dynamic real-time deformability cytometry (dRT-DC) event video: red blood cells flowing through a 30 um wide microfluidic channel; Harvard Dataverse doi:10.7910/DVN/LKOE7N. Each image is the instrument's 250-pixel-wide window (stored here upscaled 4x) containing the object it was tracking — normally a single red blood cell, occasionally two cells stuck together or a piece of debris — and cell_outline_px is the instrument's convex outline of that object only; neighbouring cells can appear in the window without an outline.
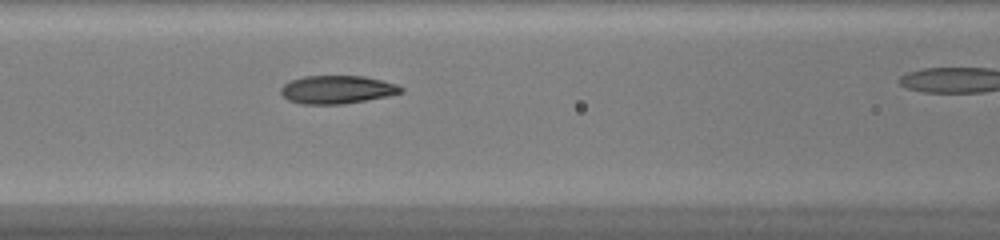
{"species": "common noctule bat (a hibernating species)", "species_latin": "Nyctalus noctula", "temperature_condition": "warm", "stored_images_in_passage": 24, "camera_frame_rate_fps": 3000, "um_per_image_px": 0.085, "animal": {"sex": "female", "body_mass_g": 20.0, "forearm_length_mm": 54.0}, "frame": {"image": 1, "passage_image": 6, "time_ms": 1.667, "image_size_px": [1000, 240], "cell_outline_px": [[404, 92], [388, 96], [340, 104], [300, 104], [288, 100], [280, 92], [280, 88], [284, 84], [292, 80], [304, 76], [364, 76], [384, 80], [396, 84], [404, 88]], "centroid_in_image_um": [28.67, 7.61], "position_along_channel_um": 137.9, "area_um2": 19.71}}
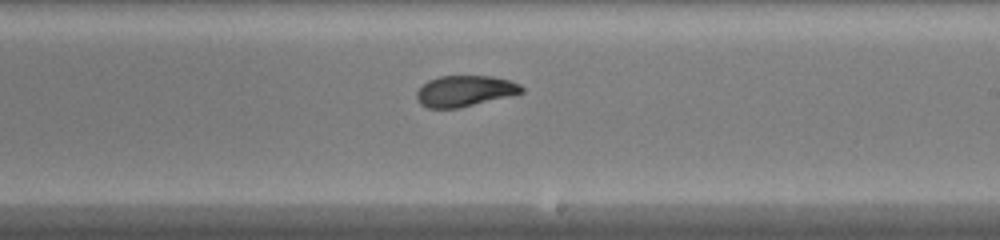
{"frame": {"image": 2, "passage_image": 14, "time_ms": 4.333, "image_size_px": [1000, 240], "cell_outline_px": [[524, 92], [456, 108], [428, 108], [420, 104], [416, 100], [416, 92], [428, 80], [440, 76], [492, 76], [508, 80], [520, 84], [524, 88]], "centroid_in_image_um": [39.47, 7.72], "position_along_channel_um": 249.5, "area_um2": 18.67}}
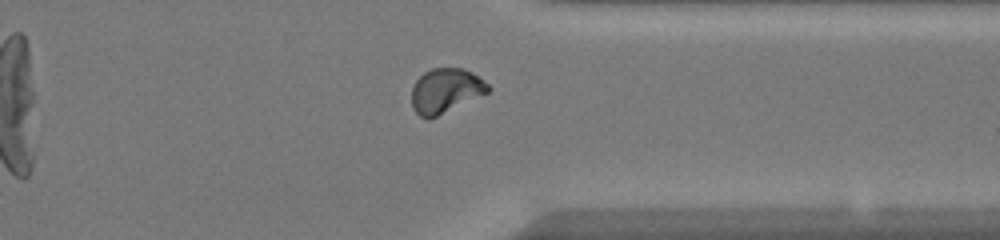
{"frame": {"image": 3, "passage_image": 23, "time_ms": 7.333, "image_size_px": [1000, 240], "cell_outline_px": [[492, 88], [488, 92], [428, 120], [420, 116], [412, 108], [412, 88], [416, 80], [424, 72], [432, 68], [464, 68], [472, 72], [484, 80]], "centroid_in_image_um": [37.87, 7.7], "position_along_channel_um": 373.5, "area_um2": 19.77}}